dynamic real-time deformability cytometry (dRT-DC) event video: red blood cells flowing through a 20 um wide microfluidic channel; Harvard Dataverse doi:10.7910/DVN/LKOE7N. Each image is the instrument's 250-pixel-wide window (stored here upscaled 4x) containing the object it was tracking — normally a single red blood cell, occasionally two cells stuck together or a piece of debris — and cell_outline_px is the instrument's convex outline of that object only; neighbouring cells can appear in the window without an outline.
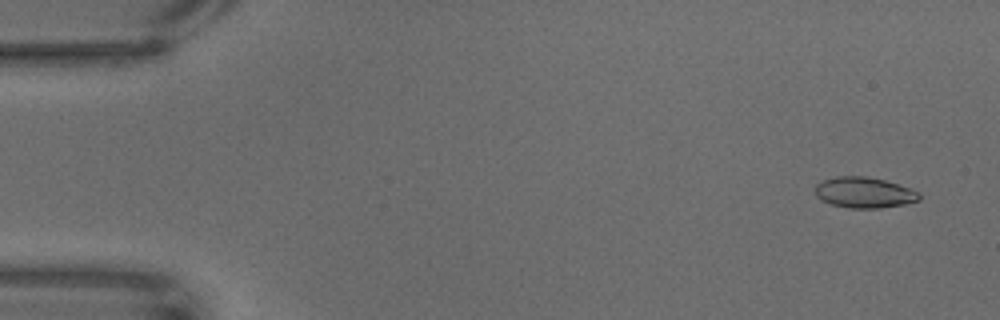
{"species": "common noctule bat (a hibernating species)", "species_latin": "Nyctalus noctula", "temperature_condition": "warm", "stored_images_in_passage": 66, "camera_frame_rate_fps": 3000, "um_per_image_px": 0.085, "animal": {"sex": "male", "body_mass_g": 18.8}, "frame": {"image": 1, "passage_image": 4, "time_ms": 1.0, "image_size_px": [1000, 320], "cell_outline_px": [[920, 200], [904, 204], [880, 208], [848, 208], [832, 204], [820, 200], [816, 196], [816, 184], [824, 180], [836, 176], [864, 176], [884, 180], [920, 192]], "centroid_in_image_um": [73.44, 16.37], "position_along_channel_um": 11.6, "area_um2": 18.55}}
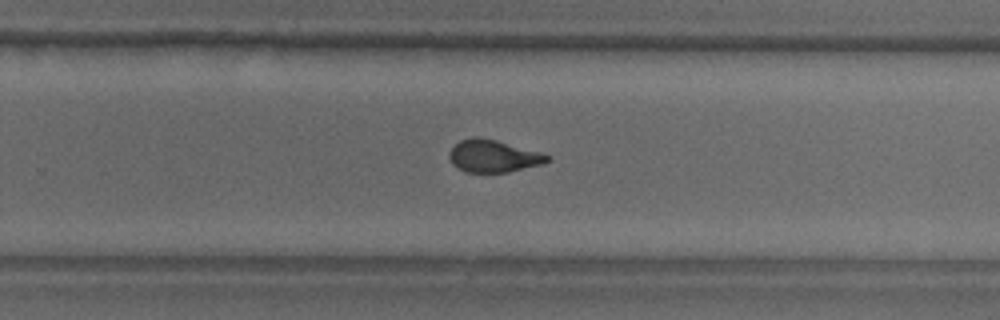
{"frame": {"image": 2, "passage_image": 43, "time_ms": 14.0, "image_size_px": [1000, 320], "cell_outline_px": [[552, 160], [544, 164], [508, 172], [464, 172], [456, 168], [452, 164], [448, 156], [448, 152], [460, 140], [472, 136], [476, 136], [496, 140], [540, 152], [552, 156]], "centroid_in_image_um": [41.94, 13.27], "position_along_channel_um": 287.9, "area_um2": 18.73}}
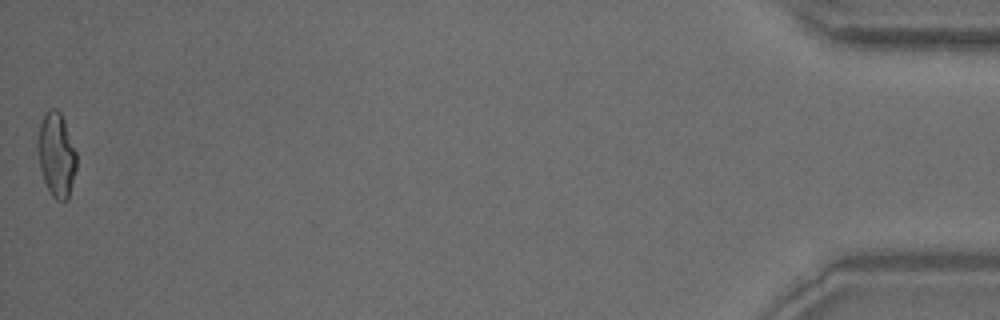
{"frame": {"image": 3, "passage_image": 66, "time_ms": 21.667, "image_size_px": [1000, 320], "cell_outline_px": [[76, 168], [68, 200], [64, 204], [60, 204], [52, 196], [44, 180], [40, 168], [40, 124], [44, 112], [48, 108], [56, 108], [60, 112], [64, 120], [76, 152]], "centroid_in_image_um": [4.84, 13.2], "position_along_channel_um": 430.4, "area_um2": 18.67}}